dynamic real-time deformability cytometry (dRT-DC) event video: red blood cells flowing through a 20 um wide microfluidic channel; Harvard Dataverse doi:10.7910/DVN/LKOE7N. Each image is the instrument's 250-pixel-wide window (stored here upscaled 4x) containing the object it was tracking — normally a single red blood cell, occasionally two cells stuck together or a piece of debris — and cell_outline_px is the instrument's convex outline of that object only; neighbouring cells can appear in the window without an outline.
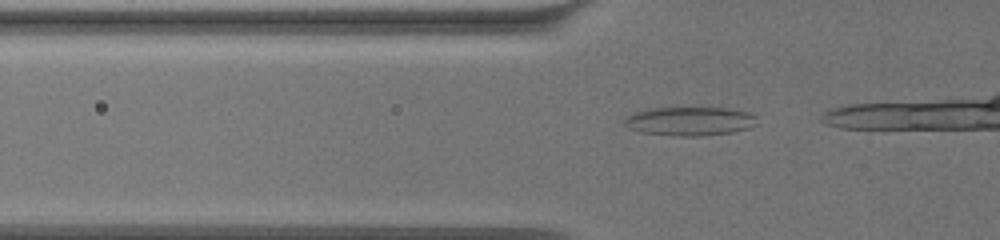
{"species": "common noctule bat (a hibernating species)", "species_latin": "Nyctalus noctula", "temperature_condition": "warm", "stored_images_in_passage": 15, "camera_frame_rate_fps": 3000, "um_per_image_px": 0.085, "animal": {"sex": "female", "body_mass_g": 19.5, "forearm_length_mm": 54.1}, "frame": {"image": 1, "passage_image": 9, "time_ms": 2.667, "image_size_px": [1000, 240], "cell_outline_px": [[756, 124], [748, 128], [732, 132], [700, 136], [672, 136], [640, 132], [628, 128], [624, 124], [624, 120], [628, 116], [636, 112], [648, 108], [728, 108], [748, 112], [756, 116]], "centroid_in_image_um": [58.62, 10.31], "position_along_channel_um": 67.2, "area_um2": 22.25}}
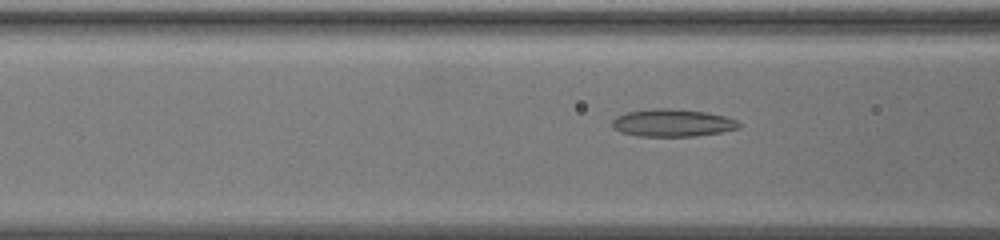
{"frame": {"image": 2, "passage_image": 13, "time_ms": 4.0, "image_size_px": [1000, 240], "cell_outline_px": [[740, 128], [720, 132], [696, 136], [636, 136], [620, 132], [612, 128], [612, 120], [616, 116], [624, 112], [656, 108], [676, 108], [704, 112], [724, 116], [736, 120], [740, 124]], "centroid_in_image_um": [57.11, 10.44], "position_along_channel_um": 109.5, "area_um2": 20.46}}